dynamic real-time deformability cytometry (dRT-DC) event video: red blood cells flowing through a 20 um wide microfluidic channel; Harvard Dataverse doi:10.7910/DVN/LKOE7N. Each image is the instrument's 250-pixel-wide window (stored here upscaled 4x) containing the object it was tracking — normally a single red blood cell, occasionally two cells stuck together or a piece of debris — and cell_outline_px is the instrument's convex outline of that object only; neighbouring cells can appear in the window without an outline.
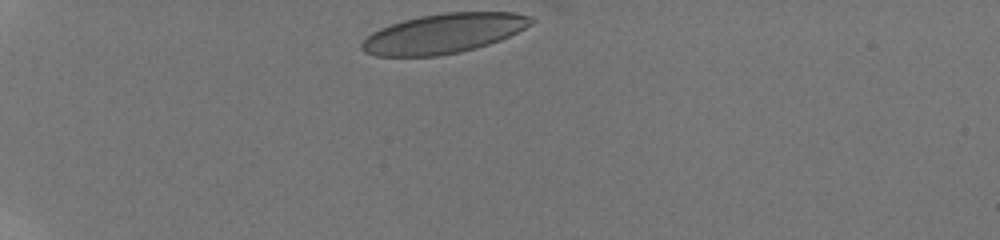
{"species": "human", "species_latin": "Homo sapiens", "temperature_condition": "room temperature", "stored_images_in_passage": 34, "camera_frame_rate_fps": 3000, "um_per_image_px": 0.085, "donor": {"sex": "male"}, "frame": {"image": 1, "passage_image": 1, "time_ms": 0.0, "image_size_px": [1000, 240], "cell_outline_px": [[536, 20], [532, 24], [500, 40], [476, 48], [460, 52], [436, 56], [376, 56], [364, 52], [360, 48], [360, 44], [372, 32], [380, 28], [404, 20], [420, 16], [444, 12], [516, 12], [532, 16]], "centroid_in_image_um": [37.72, 2.84], "position_along_channel_um": 47.3, "area_um2": 39.13}}
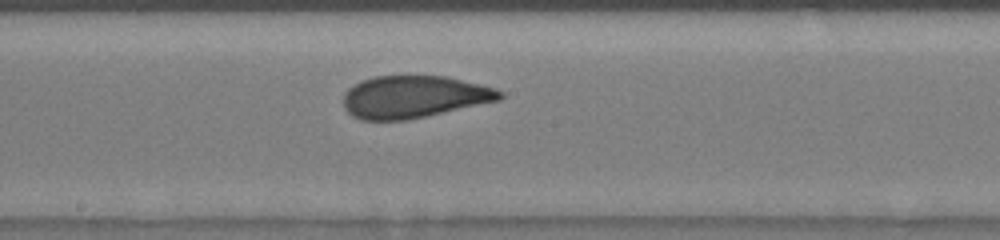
{"frame": {"image": 2, "passage_image": 18, "time_ms": 5.667, "image_size_px": [1000, 240], "cell_outline_px": [[504, 96], [500, 100], [408, 120], [360, 120], [352, 116], [344, 108], [344, 92], [348, 88], [360, 80], [376, 76], [444, 76], [480, 84], [496, 88], [504, 92]], "centroid_in_image_um": [35.17, 8.23], "position_along_channel_um": 213.0, "area_um2": 38.67}}
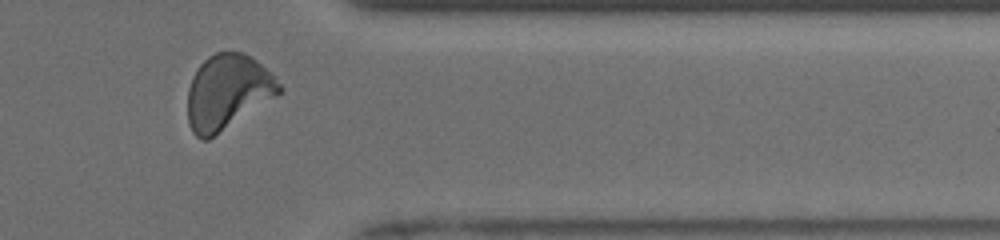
{"frame": {"image": 3, "passage_image": 33, "time_ms": 10.333, "image_size_px": [1000, 240], "cell_outline_px": [[284, 88], [276, 96], [208, 140], [200, 140], [192, 132], [188, 124], [188, 88], [192, 76], [196, 68], [208, 56], [216, 52], [244, 52], [252, 56], [276, 76]], "centroid_in_image_um": [19.34, 7.8], "position_along_channel_um": 392.1, "area_um2": 40.17}, "authors_computed_cell_mechanics": {"area_um2": 38.7838, "velocity_mm_per_s": 3.9191, "shape_relaxation_time_tau1_ms": 4.8394, "shape_relaxation_time_tau2_ms": 0.7874, "deformation_change_tau1": 0.1553, "deformation_change_tau2": 0.0641}}